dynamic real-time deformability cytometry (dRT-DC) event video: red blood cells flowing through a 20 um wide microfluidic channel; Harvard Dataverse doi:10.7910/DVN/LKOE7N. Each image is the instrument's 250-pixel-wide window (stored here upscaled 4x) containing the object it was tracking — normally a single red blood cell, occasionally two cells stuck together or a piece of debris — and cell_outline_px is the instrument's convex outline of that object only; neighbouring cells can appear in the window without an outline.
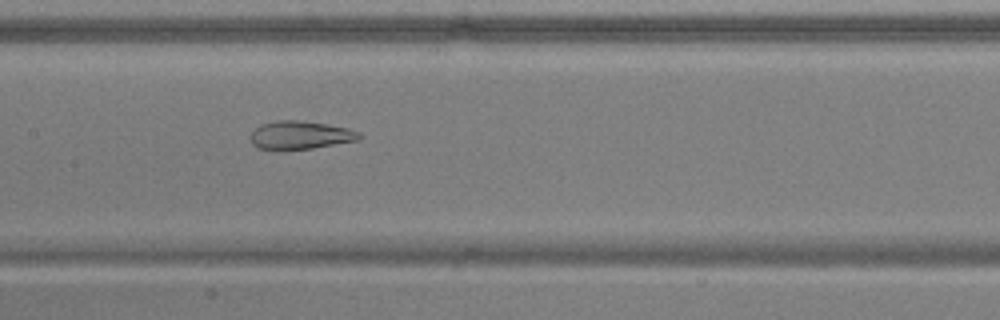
{"species": "common noctule bat (a hibernating species)", "species_latin": "Nyctalus noctula", "temperature_condition": "warm", "stored_images_in_passage": 52, "camera_frame_rate_fps": 3000, "um_per_image_px": 0.085, "animal": {"sex": "male", "body_mass_g": 17.9, "forearm_length_mm": 54.2}, "frame": {"image": 1, "passage_image": 26, "time_ms": 8.333, "image_size_px": [1000, 320], "cell_outline_px": [[364, 136], [360, 140], [312, 148], [256, 148], [252, 144], [252, 132], [256, 128], [264, 124], [280, 120], [296, 120], [328, 124], [348, 128], [360, 132]], "centroid_in_image_um": [25.62, 11.47], "position_along_channel_um": 181.8, "area_um2": 17.46}}
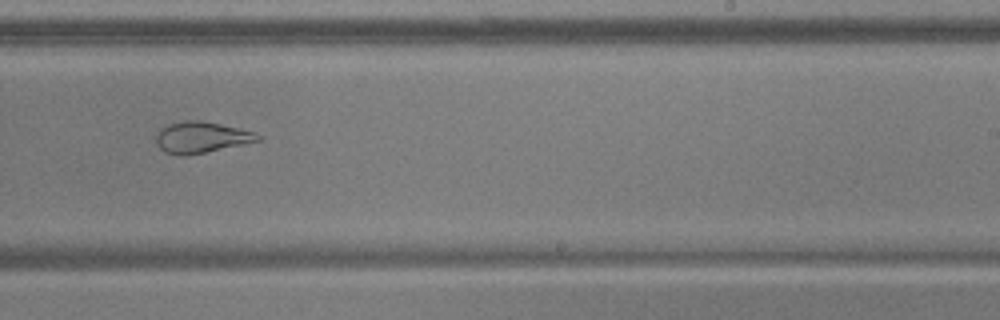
{"frame": {"image": 2, "passage_image": 33, "time_ms": 10.667, "image_size_px": [1000, 320], "cell_outline_px": [[264, 140], [184, 156], [176, 156], [164, 152], [156, 144], [156, 136], [160, 128], [168, 124], [184, 120], [200, 120], [220, 124], [252, 132], [264, 136]], "centroid_in_image_um": [17.09, 11.68], "position_along_channel_um": 271.9, "area_um2": 18.55}}
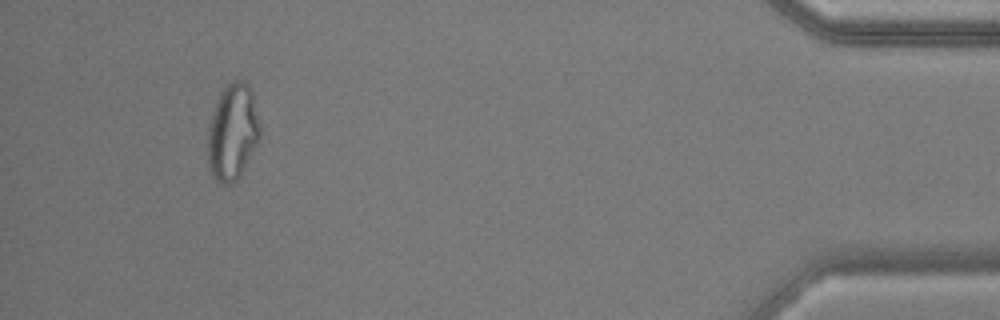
{"frame": {"image": 3, "passage_image": 49, "time_ms": 16.0, "image_size_px": [1000, 320], "cell_outline_px": [[260, 140], [240, 176], [232, 184], [220, 184], [212, 176], [208, 160], [208, 128], [212, 112], [216, 100], [220, 92], [232, 80], [240, 80], [248, 84], [252, 88], [260, 124]], "centroid_in_image_um": [19.79, 11.22], "position_along_channel_um": 415.4, "area_um2": 29.71}, "authors_computed_cell_mechanics": {"area_um2": 25.9811, "velocity_mm_per_s": 3.8756, "shape_relaxation_time_tau1_ms": null, "shape_relaxation_time_tau2_ms": 1.5965, "deformation_change_tau1": null, "deformation_change_tau2": 0.0816}}